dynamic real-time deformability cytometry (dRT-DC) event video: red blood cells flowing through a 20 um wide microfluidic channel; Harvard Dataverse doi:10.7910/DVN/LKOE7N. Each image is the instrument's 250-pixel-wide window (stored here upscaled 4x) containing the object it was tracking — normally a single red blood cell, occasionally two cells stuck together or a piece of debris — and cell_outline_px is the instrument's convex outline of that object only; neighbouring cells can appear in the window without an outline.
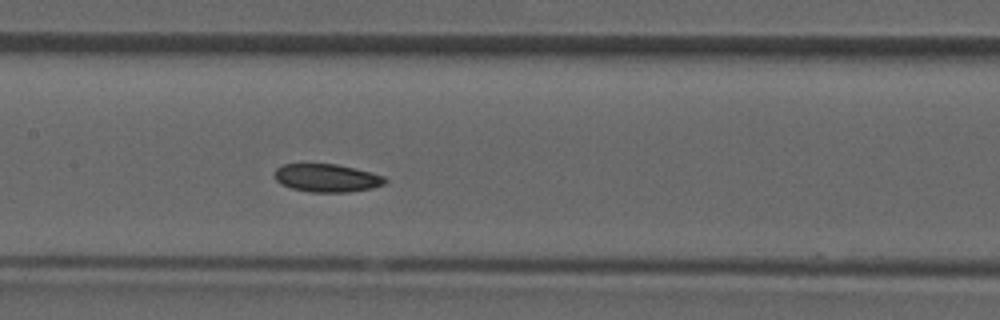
{"species": "common noctule bat (a hibernating species)", "species_latin": "Nyctalus noctula", "temperature_condition": "room temperature", "stored_images_in_passage": 34, "camera_frame_rate_fps": 3000, "um_per_image_px": 0.085, "animal": {"sex": "male", "forearm_length_mm": 52.5}, "frame": {"image": 1, "passage_image": 15, "time_ms": 4.667, "image_size_px": [1000, 320], "cell_outline_px": [[388, 180], [384, 184], [372, 188], [348, 192], [312, 192], [292, 188], [280, 184], [276, 180], [276, 168], [284, 164], [336, 164], [356, 168], [384, 176]], "centroid_in_image_um": [27.81, 15.13], "position_along_channel_um": 179.6, "area_um2": 17.98}}